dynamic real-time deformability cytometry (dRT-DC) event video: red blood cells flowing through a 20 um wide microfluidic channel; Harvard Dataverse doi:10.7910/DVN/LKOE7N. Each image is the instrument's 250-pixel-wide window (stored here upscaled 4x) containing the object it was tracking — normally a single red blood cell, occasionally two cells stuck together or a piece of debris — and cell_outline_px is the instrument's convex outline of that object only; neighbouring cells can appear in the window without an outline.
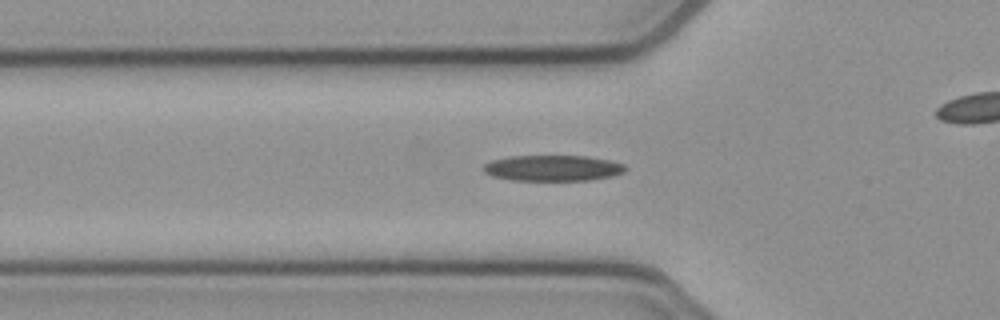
{"species": "common noctule bat (a hibernating species)", "species_latin": "Nyctalus noctula", "temperature_condition": "cold", "stored_images_in_passage": 45, "camera_frame_rate_fps": 3000, "um_per_image_px": 0.085, "animal": {"sex": "female", "body_mass_g": 21.9}, "frame": {"image": 1, "passage_image": 17, "time_ms": 5.333, "image_size_px": [1000, 320], "cell_outline_px": [[628, 168], [624, 172], [612, 176], [592, 180], [512, 180], [492, 176], [484, 172], [480, 168], [484, 164], [492, 160], [508, 156], [584, 156], [608, 160], [624, 164]], "centroid_in_image_um": [46.96, 14.29], "position_along_channel_um": 78.8, "area_um2": 21.44}}
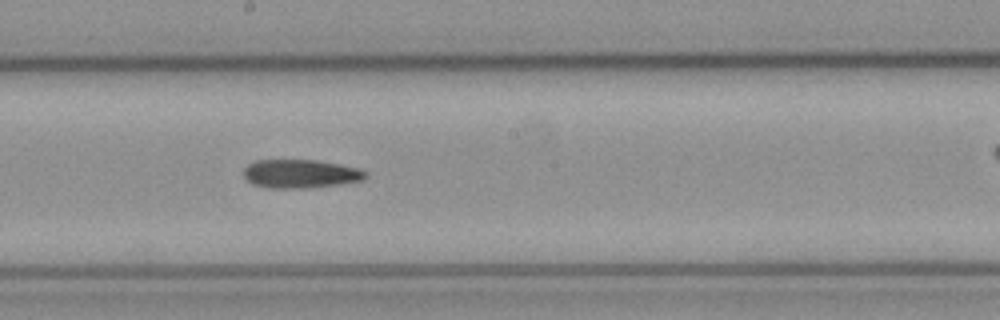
{"frame": {"image": 2, "passage_image": 28, "time_ms": 9.0, "image_size_px": [1000, 320], "cell_outline_px": [[368, 176], [364, 180], [340, 184], [312, 188], [268, 188], [252, 184], [244, 176], [244, 168], [248, 164], [256, 160], [316, 160], [340, 164], [360, 168], [368, 172]], "centroid_in_image_um": [25.58, 14.77], "position_along_channel_um": 222.6, "area_um2": 20.58}}
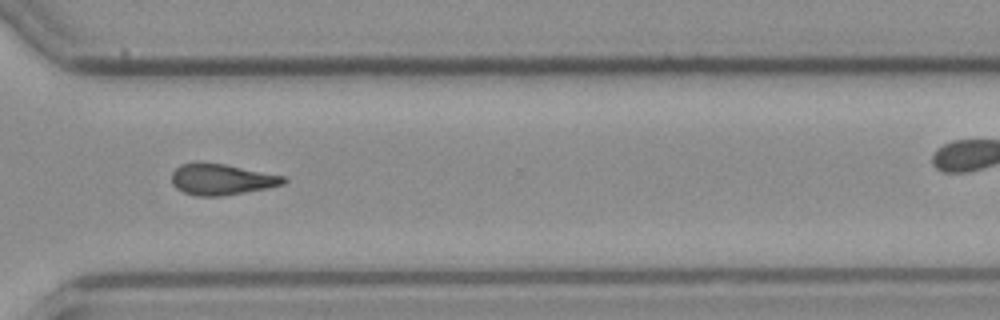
{"frame": {"image": 3, "passage_image": 38, "time_ms": 12.333, "image_size_px": [1000, 320], "cell_outline_px": [[288, 180], [284, 184], [268, 188], [220, 196], [196, 196], [184, 192], [176, 188], [172, 184], [172, 172], [180, 164], [224, 164], [284, 176]], "centroid_in_image_um": [18.85, 15.27], "position_along_channel_um": 351.8, "area_um2": 19.83}, "authors_computed_cell_mechanics": {"area_um2": 20.519, "velocity_mm_per_s": 3.8797, "shape_relaxation_time_tau1_ms": 10.5861, "shape_relaxation_time_tau2_ms": null, "deformation_change_tau1": 0.2397, "deformation_change_tau2": null}}